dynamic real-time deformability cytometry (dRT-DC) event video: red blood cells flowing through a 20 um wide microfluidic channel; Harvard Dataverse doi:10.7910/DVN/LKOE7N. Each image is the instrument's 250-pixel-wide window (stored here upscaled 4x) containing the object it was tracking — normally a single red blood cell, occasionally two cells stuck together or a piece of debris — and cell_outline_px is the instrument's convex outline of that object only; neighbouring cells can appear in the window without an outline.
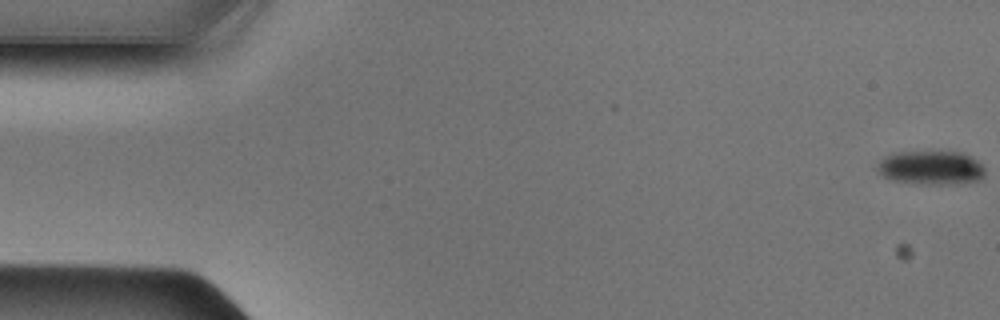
{"species": "Egyptian fruit bat (a non-hibernating species)", "species_latin": "Rousettus aegyptiacus", "temperature_condition": "cold", "stored_images_in_passage": 49, "camera_frame_rate_fps": 3000, "um_per_image_px": 0.085, "animal": {"sex": "male"}, "frame": {"image": 1, "passage_image": 1, "time_ms": 0.0, "image_size_px": [1000, 320], "cell_outline_px": [[984, 176], [980, 180], [964, 184], [924, 184], [892, 180], [884, 176], [876, 168], [888, 156], [896, 152], [960, 152], [976, 160], [984, 168]], "centroid_in_image_um": [79.2, 14.28], "position_along_channel_um": 5.8, "area_um2": 20.92}}
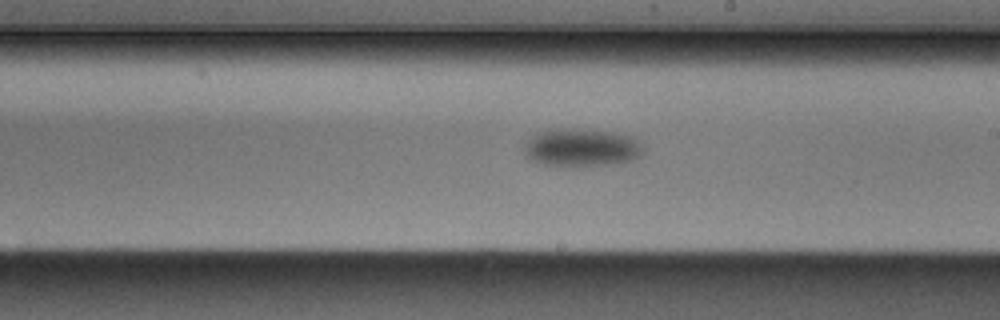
{"frame": {"image": 2, "passage_image": 28, "time_ms": 9.0, "image_size_px": [1000, 320], "cell_outline_px": [[644, 152], [640, 156], [632, 160], [612, 164], [544, 164], [528, 156], [524, 152], [524, 148], [528, 140], [540, 132], [556, 128], [580, 128], [616, 132], [636, 136], [640, 140], [644, 148]], "centroid_in_image_um": [49.56, 12.49], "position_along_channel_um": 239.4, "area_um2": 26.01}}
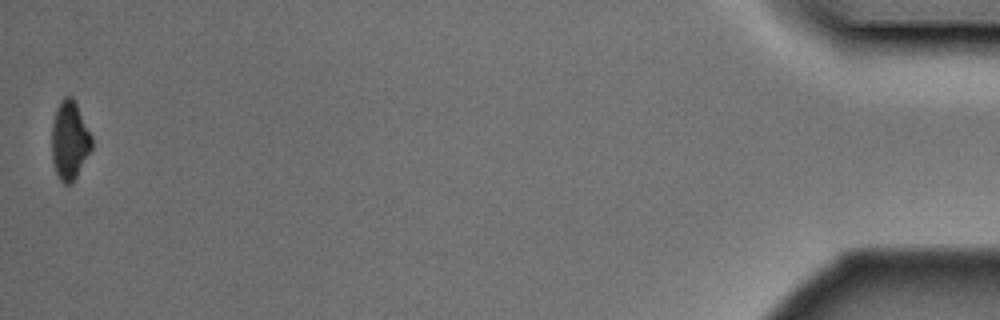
{"frame": {"image": 3, "passage_image": 49, "time_ms": 16.0, "image_size_px": [1000, 320], "cell_outline_px": [[92, 148], [72, 184], [64, 184], [60, 180], [56, 172], [52, 160], [52, 124], [56, 108], [60, 100], [64, 96], [72, 96], [92, 136]], "centroid_in_image_um": [5.91, 11.93], "position_along_channel_um": 429.3, "area_um2": 18.26}}